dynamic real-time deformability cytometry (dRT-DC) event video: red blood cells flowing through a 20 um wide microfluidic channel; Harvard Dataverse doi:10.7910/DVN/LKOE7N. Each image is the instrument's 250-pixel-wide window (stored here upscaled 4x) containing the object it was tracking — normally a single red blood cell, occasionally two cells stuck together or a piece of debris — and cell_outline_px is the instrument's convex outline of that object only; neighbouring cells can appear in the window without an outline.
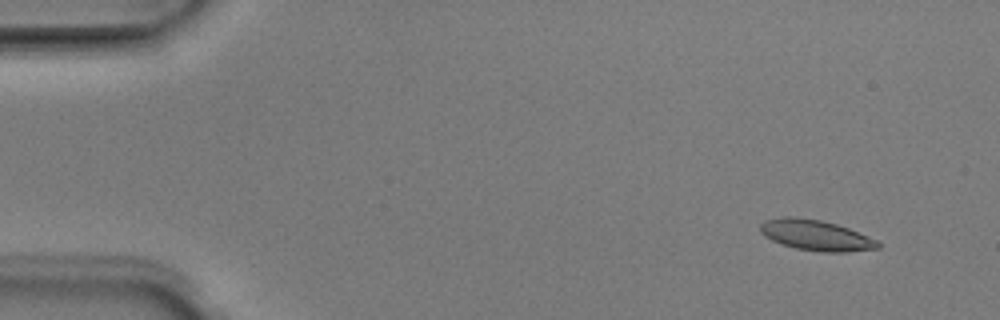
{"species": "Egyptian fruit bat (a non-hibernating species)", "species_latin": "Rousettus aegyptiacus", "temperature_condition": "room temperature", "stored_images_in_passage": 5, "camera_frame_rate_fps": 3000, "um_per_image_px": 0.085, "animal": {"sex": "male"}, "frame": {"image": 1, "passage_image": 2, "time_ms": 0.333, "image_size_px": [1000, 320], "cell_outline_px": [[880, 248], [848, 252], [820, 252], [796, 248], [780, 244], [764, 236], [760, 232], [760, 224], [764, 220], [784, 216], [788, 216], [820, 220], [836, 224], [848, 228], [876, 240], [880, 244]], "centroid_in_image_um": [69.31, 20.0], "position_along_channel_um": 15.7, "area_um2": 20.92}}
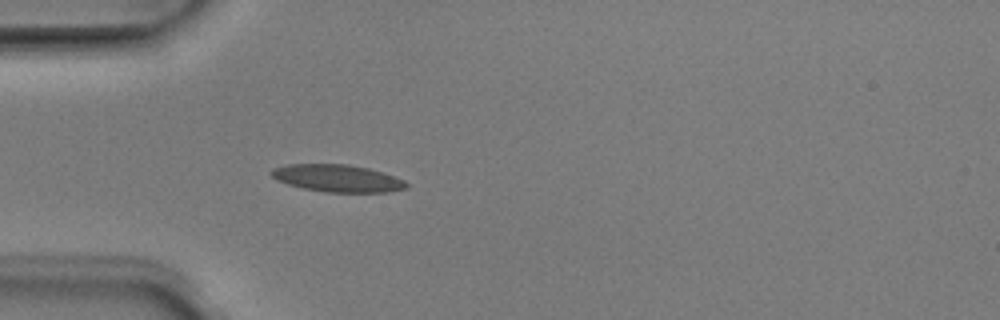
{"frame": {"image": 2, "passage_image": 5, "time_ms": 1.333, "image_size_px": [1000, 320], "cell_outline_px": [[408, 188], [388, 192], [328, 192], [304, 188], [288, 184], [276, 180], [268, 172], [272, 168], [288, 164], [348, 164], [368, 168], [404, 180], [408, 184]], "centroid_in_image_um": [28.65, 15.15], "position_along_channel_um": 56.3, "area_um2": 21.39}}